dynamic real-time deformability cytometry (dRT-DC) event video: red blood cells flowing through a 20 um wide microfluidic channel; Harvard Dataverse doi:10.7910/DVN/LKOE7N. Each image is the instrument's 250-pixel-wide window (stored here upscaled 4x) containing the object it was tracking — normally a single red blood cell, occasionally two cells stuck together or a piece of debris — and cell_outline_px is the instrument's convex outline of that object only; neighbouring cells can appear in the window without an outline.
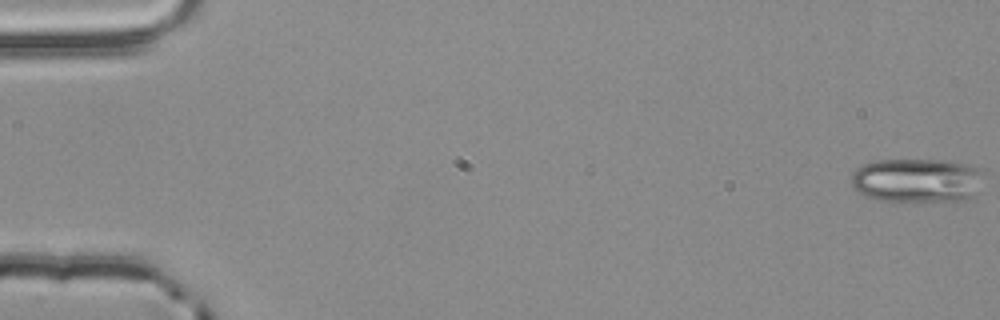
{"species": "common noctule bat (a hibernating species)", "species_latin": "Nyctalus noctula", "temperature_condition": "room temperature", "stored_images_in_passage": 4, "camera_frame_rate_fps": 3000, "um_per_image_px": 0.085, "animal": {"sex": "male", "body_mass_g": 20.4}, "frame": {"image": 1, "passage_image": 1, "time_ms": 0.0, "image_size_px": [1000, 320], "cell_outline_px": [[984, 172], [972, 196], [956, 204], [880, 200], [868, 196], [860, 192], [852, 184], [852, 172], [856, 168], [864, 164], [876, 160], [944, 160], [968, 164], [984, 168]], "centroid_in_image_um": [78.0, 15.35], "position_along_channel_um": 7.0, "area_um2": 34.8}}